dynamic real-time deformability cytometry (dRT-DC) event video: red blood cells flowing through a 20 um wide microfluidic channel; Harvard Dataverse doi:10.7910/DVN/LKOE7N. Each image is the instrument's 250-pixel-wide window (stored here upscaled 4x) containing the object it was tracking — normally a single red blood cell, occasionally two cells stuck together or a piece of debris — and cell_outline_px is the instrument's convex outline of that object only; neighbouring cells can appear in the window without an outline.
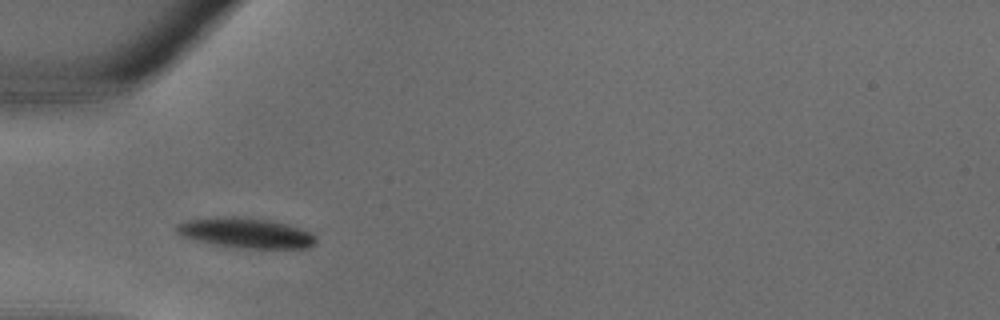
{"species": "common noctule bat (a hibernating species)", "species_latin": "Nyctalus noctula", "temperature_condition": "warm", "stored_images_in_passage": 4, "camera_frame_rate_fps": 3000, "um_per_image_px": 0.085, "animal": {"sex": "male", "body_mass_g": 18.8}, "frame": {"image": 1, "passage_image": 2, "time_ms": 0.333, "image_size_px": [1000, 320], "cell_outline_px": [[316, 244], [308, 248], [236, 248], [212, 244], [180, 236], [176, 232], [176, 224], [188, 220], [216, 216], [236, 216], [268, 220], [288, 224], [312, 232], [316, 236]], "centroid_in_image_um": [20.89, 19.8], "position_along_channel_um": 64.1, "area_um2": 24.8}}